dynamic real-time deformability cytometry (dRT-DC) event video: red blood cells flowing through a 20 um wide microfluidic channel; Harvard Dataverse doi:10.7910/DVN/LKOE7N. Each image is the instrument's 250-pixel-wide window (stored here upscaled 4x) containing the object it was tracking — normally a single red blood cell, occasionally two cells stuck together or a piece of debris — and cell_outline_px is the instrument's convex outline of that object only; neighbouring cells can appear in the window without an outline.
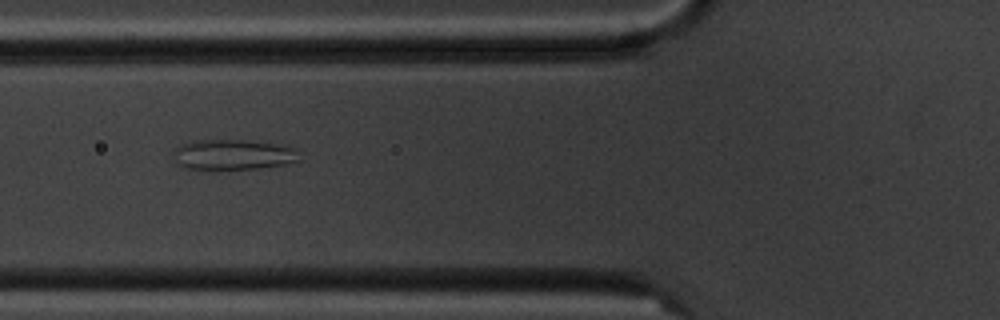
{"species": "common noctule bat (a hibernating species)", "species_latin": "Nyctalus noctula", "temperature_condition": "cold", "stored_images_in_passage": 6, "camera_frame_rate_fps": 3000, "um_per_image_px": 0.085, "animal": {"sex": "male", "body_mass_g": 20.1, "forearm_length_mm": 53.5}, "frame": {"image": 1, "passage_image": 5, "time_ms": 4.667, "image_size_px": [1000, 320], "cell_outline_px": [[300, 160], [288, 164], [260, 168], [184, 168], [176, 164], [172, 160], [172, 148], [180, 144], [196, 140], [248, 140], [284, 144], [296, 148]], "centroid_in_image_um": [19.8, 13.12], "position_along_channel_um": 106.0, "area_um2": 22.66}}